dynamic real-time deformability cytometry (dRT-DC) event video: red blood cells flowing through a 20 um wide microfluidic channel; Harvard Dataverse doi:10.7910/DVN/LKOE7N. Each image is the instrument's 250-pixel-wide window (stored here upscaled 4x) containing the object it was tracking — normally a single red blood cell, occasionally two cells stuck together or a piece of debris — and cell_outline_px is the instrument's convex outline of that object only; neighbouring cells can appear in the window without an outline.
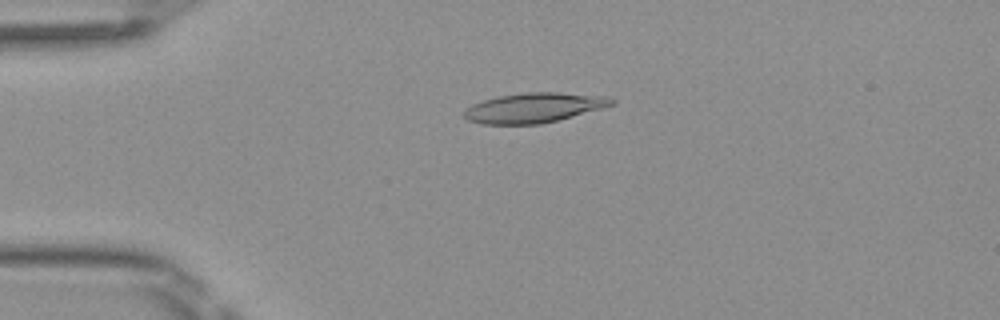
{"species": "Egyptian fruit bat (a non-hibernating species)", "species_latin": "Rousettus aegyptiacus", "temperature_condition": "room temperature", "stored_images_in_passage": 49, "camera_frame_rate_fps": 3000, "um_per_image_px": 0.085, "frame": {"image": 1, "passage_image": 11, "time_ms": 3.333, "image_size_px": [1000, 320], "cell_outline_px": [[616, 104], [556, 120], [540, 124], [480, 124], [468, 120], [464, 116], [464, 112], [472, 104], [496, 96], [524, 92], [560, 92], [608, 96], [616, 100]], "centroid_in_image_um": [45.4, 9.14], "position_along_channel_um": 39.6, "area_um2": 25.61}}
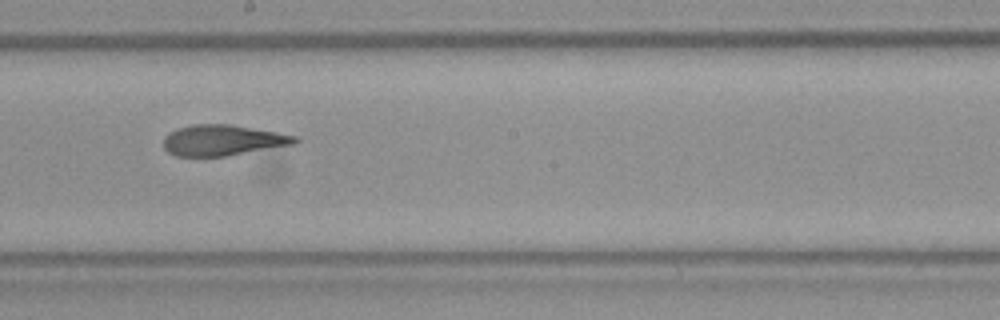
{"frame": {"image": 2, "passage_image": 27, "time_ms": 8.667, "image_size_px": [1000, 320], "cell_outline_px": [[300, 140], [296, 144], [224, 156], [176, 156], [168, 152], [164, 148], [164, 136], [168, 132], [176, 128], [192, 124], [228, 124], [276, 132], [296, 136]], "centroid_in_image_um": [18.9, 11.91], "position_along_channel_um": 229.3, "area_um2": 23.52}}
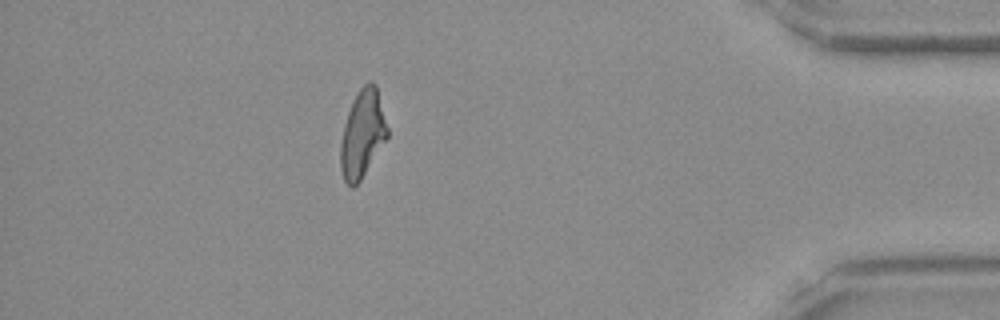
{"frame": {"image": 3, "passage_image": 43, "time_ms": 14.0, "image_size_px": [1000, 320], "cell_outline_px": [[388, 136], [360, 180], [352, 188], [344, 180], [340, 168], [340, 144], [344, 124], [352, 100], [360, 88], [368, 80], [372, 80], [376, 84], [388, 128]], "centroid_in_image_um": [30.8, 11.34], "position_along_channel_um": 404.4, "area_um2": 23.76}, "authors_computed_cell_mechanics": {"area_um2": 24.3338, "velocity_mm_per_s": 4.1195, "shape_relaxation_time_tau1_ms": 5.9232, "shape_relaxation_time_tau2_ms": 2.0542, "deformation_change_tau1": 0.2094, "deformation_change_tau2": 0.1101}}